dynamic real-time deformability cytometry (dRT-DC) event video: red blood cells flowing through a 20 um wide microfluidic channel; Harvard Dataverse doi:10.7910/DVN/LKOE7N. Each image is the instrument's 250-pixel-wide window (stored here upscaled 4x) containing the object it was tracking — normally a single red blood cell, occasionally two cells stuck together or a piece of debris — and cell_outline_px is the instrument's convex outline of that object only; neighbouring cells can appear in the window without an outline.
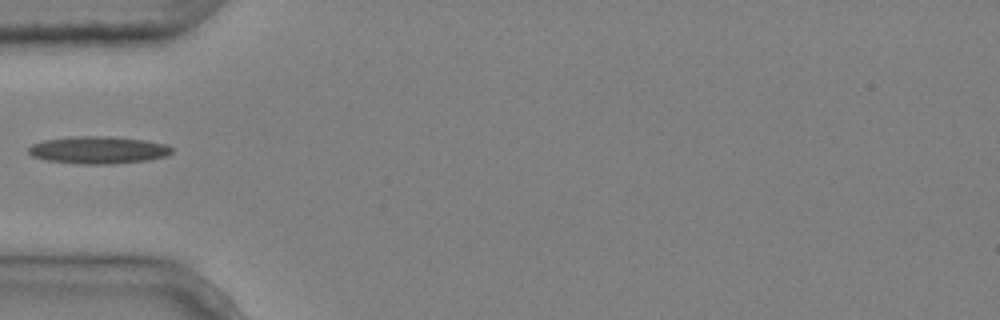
{"species": "common noctule bat (a hibernating species)", "species_latin": "Nyctalus noctula", "temperature_condition": "cold", "stored_images_in_passage": 6, "camera_frame_rate_fps": 3000, "um_per_image_px": 0.085, "animal": {"sex": "male", "body_mass_g": 20.4}, "frame": {"image": 1, "passage_image": 6, "time_ms": 1.667, "image_size_px": [1000, 320], "cell_outline_px": [[172, 152], [168, 156], [148, 160], [112, 164], [80, 164], [44, 160], [32, 156], [28, 152], [28, 148], [32, 144], [44, 140], [72, 136], [112, 136], [144, 140], [164, 144], [172, 148]], "centroid_in_image_um": [8.33, 12.75], "position_along_channel_um": 76.7, "area_um2": 23.0}}